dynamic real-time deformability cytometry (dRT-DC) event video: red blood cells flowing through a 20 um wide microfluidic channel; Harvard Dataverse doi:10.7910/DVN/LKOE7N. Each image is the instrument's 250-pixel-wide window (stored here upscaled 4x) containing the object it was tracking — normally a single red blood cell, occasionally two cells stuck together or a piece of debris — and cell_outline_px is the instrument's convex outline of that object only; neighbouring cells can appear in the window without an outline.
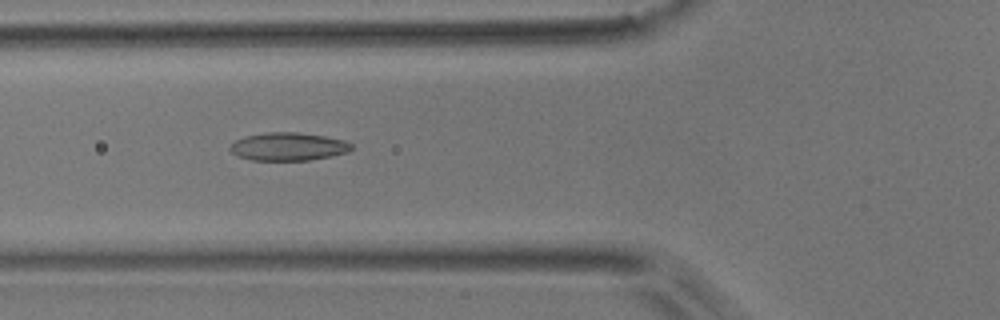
{"species": "common noctule bat (a hibernating species)", "species_latin": "Nyctalus noctula", "temperature_condition": "room temperature", "stored_images_in_passage": 8, "camera_frame_rate_fps": 3000, "um_per_image_px": 0.085, "animal": {"sex": "male", "body_mass_g": 17.9}, "frame": {"image": 1, "passage_image": 5, "time_ms": 5.333, "image_size_px": [1000, 320], "cell_outline_px": [[352, 148], [348, 152], [332, 156], [308, 160], [252, 160], [240, 156], [232, 152], [228, 148], [236, 140], [244, 136], [268, 132], [296, 132], [324, 136], [344, 140], [352, 144]], "centroid_in_image_um": [24.51, 12.45], "position_along_channel_um": 101.3, "area_um2": 19.71}}
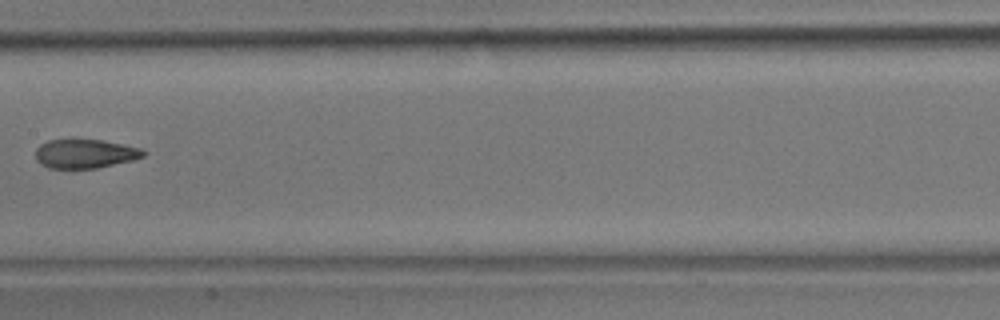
{"frame": {"image": 2, "passage_image": 7, "time_ms": 8.0, "image_size_px": [1000, 320], "cell_outline_px": [[148, 152], [144, 156], [132, 160], [96, 168], [48, 168], [40, 164], [36, 160], [36, 148], [40, 144], [48, 140], [72, 136], [100, 140], [140, 148]], "centroid_in_image_um": [7.16, 13.02], "position_along_channel_um": 200.2, "area_um2": 18.79}}
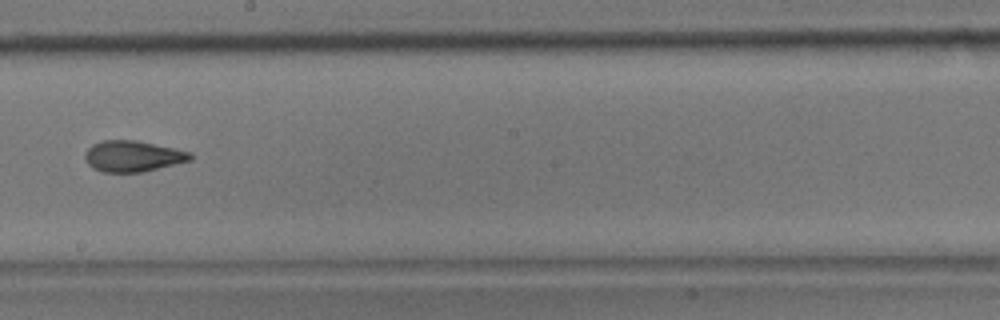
{"frame": {"image": 3, "passage_image": 8, "time_ms": 9.0, "image_size_px": [1000, 320], "cell_outline_px": [[192, 160], [144, 172], [104, 172], [92, 168], [88, 164], [84, 156], [84, 152], [92, 144], [104, 140], [136, 140], [192, 152]], "centroid_in_image_um": [11.28, 13.28], "position_along_channel_um": 236.9, "area_um2": 19.13}}